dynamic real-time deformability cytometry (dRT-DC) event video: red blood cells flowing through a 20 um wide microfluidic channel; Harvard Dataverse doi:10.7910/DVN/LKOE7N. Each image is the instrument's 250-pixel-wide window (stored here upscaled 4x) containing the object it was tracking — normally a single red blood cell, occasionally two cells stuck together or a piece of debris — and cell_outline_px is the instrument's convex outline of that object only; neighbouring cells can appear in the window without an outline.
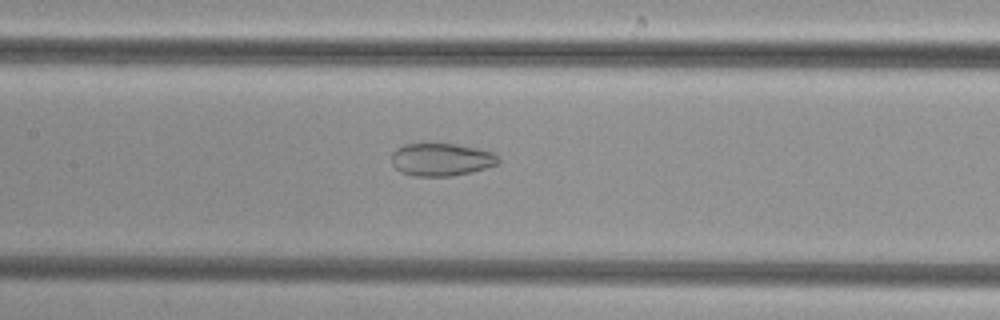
{"species": "common noctule bat (a hibernating species)", "species_latin": "Nyctalus noctula", "temperature_condition": "cold", "stored_images_in_passage": 52, "camera_frame_rate_fps": 3000, "um_per_image_px": 0.085, "animal": {"sex": "female", "body_mass_g": 29.2, "forearm_length_mm": 56.3}, "frame": {"image": 1, "passage_image": 25, "time_ms": 8.0, "image_size_px": [1000, 320], "cell_outline_px": [[500, 160], [496, 164], [484, 168], [452, 176], [412, 176], [400, 172], [392, 164], [392, 152], [396, 148], [404, 144], [456, 144], [496, 152], [500, 156]], "centroid_in_image_um": [37.51, 13.55], "position_along_channel_um": 169.9, "area_um2": 20.4}}
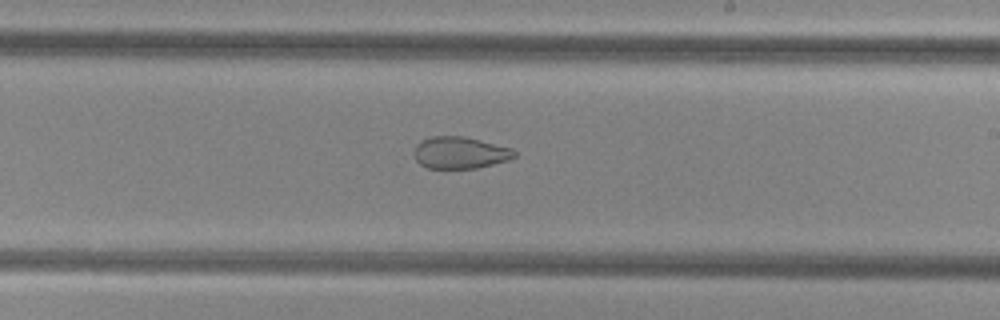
{"frame": {"image": 2, "passage_image": 31, "time_ms": 10.0, "image_size_px": [1000, 320], "cell_outline_px": [[516, 156], [508, 160], [476, 168], [428, 168], [420, 164], [416, 160], [416, 144], [420, 140], [432, 136], [464, 136], [512, 148], [516, 152]], "centroid_in_image_um": [39.11, 12.97], "position_along_channel_um": 249.9, "area_um2": 18.5}}
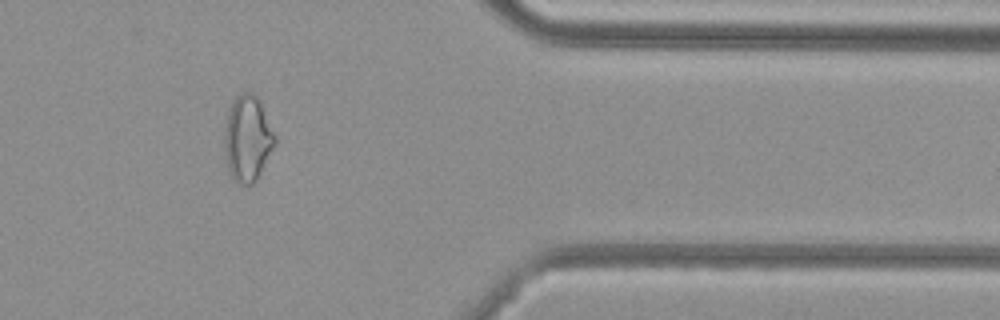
{"frame": {"image": 3, "passage_image": 43, "time_ms": 14.0, "image_size_px": [1000, 320], "cell_outline_px": [[276, 144], [256, 180], [252, 184], [236, 184], [228, 172], [224, 144], [224, 132], [228, 108], [232, 100], [240, 92], [252, 92], [260, 100], [276, 136]], "centroid_in_image_um": [21.03, 11.75], "position_along_channel_um": 390.4, "area_um2": 25.61}}